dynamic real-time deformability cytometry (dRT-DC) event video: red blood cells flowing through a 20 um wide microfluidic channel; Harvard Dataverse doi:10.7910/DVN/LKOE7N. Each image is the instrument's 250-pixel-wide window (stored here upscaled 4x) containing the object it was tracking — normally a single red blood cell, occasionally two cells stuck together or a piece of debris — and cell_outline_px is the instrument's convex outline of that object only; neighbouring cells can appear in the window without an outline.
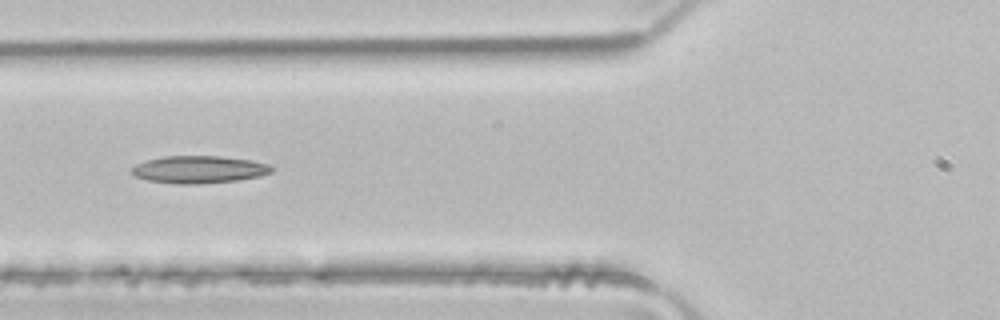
{"species": "common noctule bat (a hibernating species)", "species_latin": "Nyctalus noctula", "temperature_condition": "room temperature", "stored_images_in_passage": 6, "camera_frame_rate_fps": 3000, "um_per_image_px": 0.085, "animal": {"sex": "male", "body_mass_g": 21.5, "forearm_length_mm": 52.0}, "frame": {"image": 1, "passage_image": 6, "time_ms": 1.667, "image_size_px": [1000, 320], "cell_outline_px": [[272, 172], [260, 176], [236, 180], [200, 184], [180, 184], [148, 180], [136, 176], [132, 172], [132, 168], [136, 164], [148, 160], [164, 156], [220, 156], [252, 160], [272, 164]], "centroid_in_image_um": [16.96, 14.4], "position_along_channel_um": 108.8, "area_um2": 22.25}}